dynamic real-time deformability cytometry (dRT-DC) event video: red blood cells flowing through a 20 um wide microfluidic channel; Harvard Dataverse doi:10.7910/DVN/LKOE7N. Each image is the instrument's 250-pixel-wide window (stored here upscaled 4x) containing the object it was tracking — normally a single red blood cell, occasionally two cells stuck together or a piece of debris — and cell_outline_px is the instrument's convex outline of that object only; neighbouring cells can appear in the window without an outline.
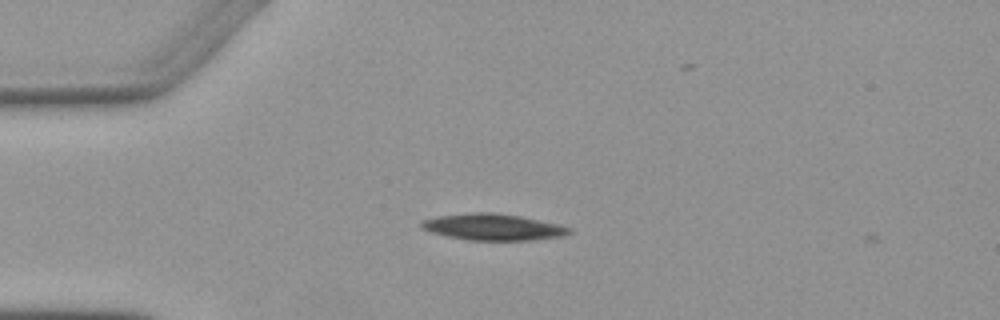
{"species": "Egyptian fruit bat (a non-hibernating species)", "species_latin": "Rousettus aegyptiacus", "temperature_condition": "warm", "stored_images_in_passage": 4, "camera_frame_rate_fps": 3000, "um_per_image_px": 0.085, "animal": {"sex": "female"}, "frame": {"image": 1, "passage_image": 2, "time_ms": 1.0, "image_size_px": [1000, 320], "cell_outline_px": [[572, 232], [564, 236], [532, 240], [468, 240], [448, 236], [432, 232], [420, 228], [420, 220], [436, 216], [472, 212], [496, 212], [520, 216], [560, 224], [572, 228]], "centroid_in_image_um": [41.91, 19.29], "position_along_channel_um": 43.1, "area_um2": 23.0}}